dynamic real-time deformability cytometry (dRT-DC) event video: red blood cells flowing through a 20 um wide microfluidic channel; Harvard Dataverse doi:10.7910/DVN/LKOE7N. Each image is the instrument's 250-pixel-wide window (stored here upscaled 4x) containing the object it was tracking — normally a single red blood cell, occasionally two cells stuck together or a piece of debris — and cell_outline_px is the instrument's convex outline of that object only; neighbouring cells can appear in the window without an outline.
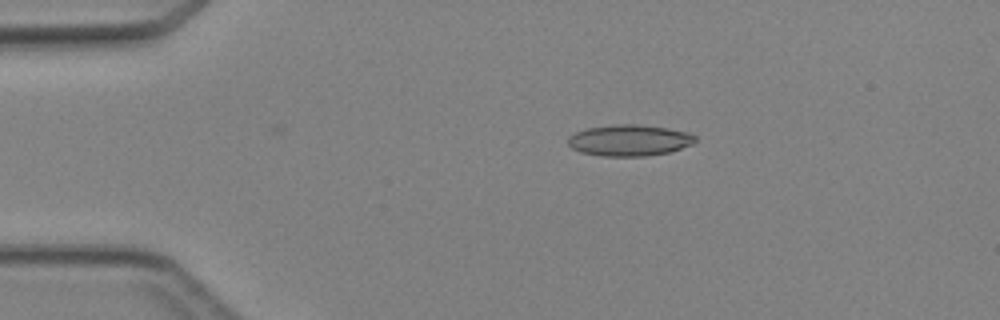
{"species": "Egyptian fruit bat (a non-hibernating species)", "species_latin": "Rousettus aegyptiacus", "temperature_condition": "cold", "stored_images_in_passage": 4, "camera_frame_rate_fps": 3000, "um_per_image_px": 0.085, "animal": {"sex": "female"}, "frame": {"image": 1, "passage_image": 4, "time_ms": 3.667, "image_size_px": [1000, 320], "cell_outline_px": [[696, 140], [692, 144], [672, 152], [648, 156], [604, 156], [580, 152], [572, 148], [568, 144], [568, 136], [576, 132], [588, 128], [612, 124], [636, 124], [668, 128], [688, 132], [696, 136]], "centroid_in_image_um": [53.51, 11.93], "position_along_channel_um": 31.5, "area_um2": 23.35}}